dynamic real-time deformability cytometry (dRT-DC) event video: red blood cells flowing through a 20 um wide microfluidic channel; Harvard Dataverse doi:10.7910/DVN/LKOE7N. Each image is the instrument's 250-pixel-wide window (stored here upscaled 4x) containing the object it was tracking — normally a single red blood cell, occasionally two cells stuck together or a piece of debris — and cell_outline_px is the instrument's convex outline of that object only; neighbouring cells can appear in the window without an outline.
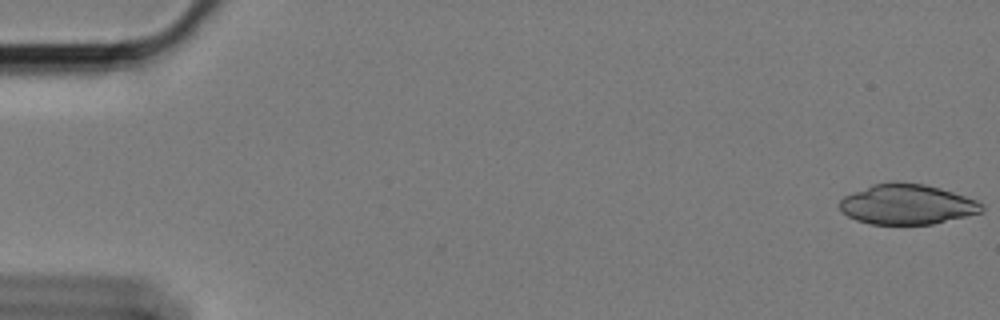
{"species": "Egyptian fruit bat (a non-hibernating species)", "species_latin": "Rousettus aegyptiacus", "temperature_condition": "cold", "stored_images_in_passage": 59, "camera_frame_rate_fps": 3000, "um_per_image_px": 0.085, "animal": {"sex": "female"}, "frame": {"image": 1, "passage_image": 1, "time_ms": 0.0, "image_size_px": [1000, 320], "cell_outline_px": [[984, 212], [932, 224], [868, 224], [856, 220], [848, 216], [836, 204], [844, 196], [852, 192], [872, 184], [900, 180], [924, 184], [940, 188], [980, 200], [984, 204]], "centroid_in_image_um": [77.12, 17.35], "position_along_channel_um": 7.9, "area_um2": 33.81}}